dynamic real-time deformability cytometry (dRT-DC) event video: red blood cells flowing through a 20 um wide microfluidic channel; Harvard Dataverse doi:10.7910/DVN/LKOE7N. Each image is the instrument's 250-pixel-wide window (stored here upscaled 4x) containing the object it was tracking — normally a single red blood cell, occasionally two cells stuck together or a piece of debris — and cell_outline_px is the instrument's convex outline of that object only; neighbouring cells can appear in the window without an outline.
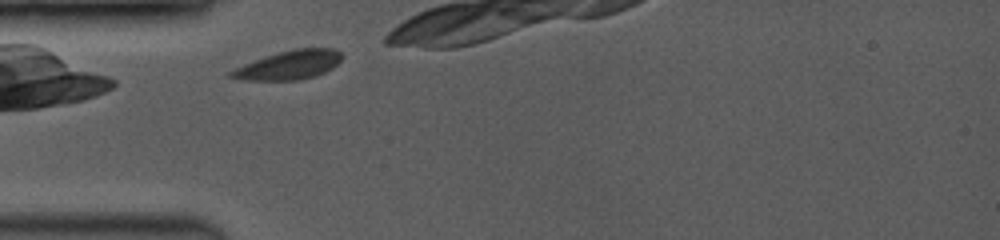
{"species": "common noctule bat (a hibernating species)", "species_latin": "Nyctalus noctula", "temperature_condition": "room temperature", "stored_images_in_passage": 15, "camera_frame_rate_fps": 3500, "um_per_image_px": 0.085, "animal": {"sex": "female", "body_mass_g": 19.0, "forearm_length_mm": 53.3}, "frame": {"image": 1, "passage_image": 1, "time_ms": 0.0, "image_size_px": [1000, 240], "cell_outline_px": [[344, 56], [332, 68], [324, 72], [312, 76], [296, 80], [248, 80], [228, 76], [228, 72], [244, 64], [280, 52], [296, 48], [332, 48], [340, 52]], "centroid_in_image_um": [24.59, 5.52], "position_along_channel_um": 60.4, "area_um2": 18.21}}